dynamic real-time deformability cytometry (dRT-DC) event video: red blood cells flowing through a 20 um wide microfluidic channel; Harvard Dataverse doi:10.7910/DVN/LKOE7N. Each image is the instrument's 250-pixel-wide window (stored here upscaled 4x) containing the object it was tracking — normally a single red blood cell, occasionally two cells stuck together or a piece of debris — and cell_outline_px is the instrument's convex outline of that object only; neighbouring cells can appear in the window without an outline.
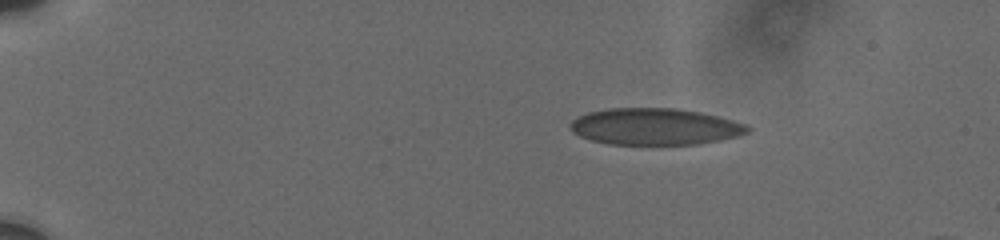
{"species": "human", "species_latin": "Homo sapiens", "temperature_condition": "cold", "stored_images_in_passage": 5, "camera_frame_rate_fps": 3000, "um_per_image_px": 0.085, "donor": {"sex": "male"}, "frame": {"image": 1, "passage_image": 3, "time_ms": 2.0, "image_size_px": [1000, 240], "cell_outline_px": [[752, 128], [748, 132], [736, 136], [720, 140], [696, 144], [608, 144], [592, 140], [580, 136], [572, 132], [568, 128], [568, 124], [572, 120], [588, 112], [608, 108], [676, 108], [700, 112], [732, 120], [744, 124]], "centroid_in_image_um": [55.62, 10.76], "position_along_channel_um": 29.4, "area_um2": 37.74}}